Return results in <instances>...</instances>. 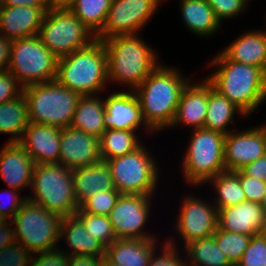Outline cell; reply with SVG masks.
<instances>
[{"label":"cell","mask_w":266,"mask_h":266,"mask_svg":"<svg viewBox=\"0 0 266 266\" xmlns=\"http://www.w3.org/2000/svg\"><path fill=\"white\" fill-rule=\"evenodd\" d=\"M161 64L134 90L144 121L153 133L171 127L181 93L191 81L175 67Z\"/></svg>","instance_id":"1"},{"label":"cell","mask_w":266,"mask_h":266,"mask_svg":"<svg viewBox=\"0 0 266 266\" xmlns=\"http://www.w3.org/2000/svg\"><path fill=\"white\" fill-rule=\"evenodd\" d=\"M210 67H217L205 79L247 117L266 100L265 73L258 67L228 59L221 51Z\"/></svg>","instance_id":"2"},{"label":"cell","mask_w":266,"mask_h":266,"mask_svg":"<svg viewBox=\"0 0 266 266\" xmlns=\"http://www.w3.org/2000/svg\"><path fill=\"white\" fill-rule=\"evenodd\" d=\"M110 83L123 84L134 91L160 64L155 49L139 35L114 36L102 40ZM158 62V63H157Z\"/></svg>","instance_id":"3"},{"label":"cell","mask_w":266,"mask_h":266,"mask_svg":"<svg viewBox=\"0 0 266 266\" xmlns=\"http://www.w3.org/2000/svg\"><path fill=\"white\" fill-rule=\"evenodd\" d=\"M56 80L80 96L100 94L109 82L103 42L97 39L91 45L59 58Z\"/></svg>","instance_id":"4"},{"label":"cell","mask_w":266,"mask_h":266,"mask_svg":"<svg viewBox=\"0 0 266 266\" xmlns=\"http://www.w3.org/2000/svg\"><path fill=\"white\" fill-rule=\"evenodd\" d=\"M31 123L69 127L81 97L57 80L24 87Z\"/></svg>","instance_id":"5"},{"label":"cell","mask_w":266,"mask_h":266,"mask_svg":"<svg viewBox=\"0 0 266 266\" xmlns=\"http://www.w3.org/2000/svg\"><path fill=\"white\" fill-rule=\"evenodd\" d=\"M31 188L32 201L61 217L74 215L79 208L74 194L72 169L59 163L35 166Z\"/></svg>","instance_id":"6"},{"label":"cell","mask_w":266,"mask_h":266,"mask_svg":"<svg viewBox=\"0 0 266 266\" xmlns=\"http://www.w3.org/2000/svg\"><path fill=\"white\" fill-rule=\"evenodd\" d=\"M191 133V140L182 159V174L190 186L203 185L218 173L226 171L225 135L204 127L193 129Z\"/></svg>","instance_id":"7"},{"label":"cell","mask_w":266,"mask_h":266,"mask_svg":"<svg viewBox=\"0 0 266 266\" xmlns=\"http://www.w3.org/2000/svg\"><path fill=\"white\" fill-rule=\"evenodd\" d=\"M11 220L16 241L34 254L58 248L63 217L27 199Z\"/></svg>","instance_id":"8"},{"label":"cell","mask_w":266,"mask_h":266,"mask_svg":"<svg viewBox=\"0 0 266 266\" xmlns=\"http://www.w3.org/2000/svg\"><path fill=\"white\" fill-rule=\"evenodd\" d=\"M57 61L38 35L11 41L8 70L23 87L56 80Z\"/></svg>","instance_id":"9"},{"label":"cell","mask_w":266,"mask_h":266,"mask_svg":"<svg viewBox=\"0 0 266 266\" xmlns=\"http://www.w3.org/2000/svg\"><path fill=\"white\" fill-rule=\"evenodd\" d=\"M38 36L57 59L97 40L93 31L69 9H49L43 17Z\"/></svg>","instance_id":"10"},{"label":"cell","mask_w":266,"mask_h":266,"mask_svg":"<svg viewBox=\"0 0 266 266\" xmlns=\"http://www.w3.org/2000/svg\"><path fill=\"white\" fill-rule=\"evenodd\" d=\"M155 161L144 144L129 154L106 160L119 193L150 196L156 192L159 180Z\"/></svg>","instance_id":"11"},{"label":"cell","mask_w":266,"mask_h":266,"mask_svg":"<svg viewBox=\"0 0 266 266\" xmlns=\"http://www.w3.org/2000/svg\"><path fill=\"white\" fill-rule=\"evenodd\" d=\"M162 1L112 0L105 24L96 38L102 41L114 36L138 35Z\"/></svg>","instance_id":"12"},{"label":"cell","mask_w":266,"mask_h":266,"mask_svg":"<svg viewBox=\"0 0 266 266\" xmlns=\"http://www.w3.org/2000/svg\"><path fill=\"white\" fill-rule=\"evenodd\" d=\"M152 197L150 195H120L108 215L117 239L156 238L153 234L143 230L150 214Z\"/></svg>","instance_id":"13"},{"label":"cell","mask_w":266,"mask_h":266,"mask_svg":"<svg viewBox=\"0 0 266 266\" xmlns=\"http://www.w3.org/2000/svg\"><path fill=\"white\" fill-rule=\"evenodd\" d=\"M186 197L180 204L178 219L174 224V230L181 237L184 247L192 241L212 236L218 226V211L214 204L193 194Z\"/></svg>","instance_id":"14"},{"label":"cell","mask_w":266,"mask_h":266,"mask_svg":"<svg viewBox=\"0 0 266 266\" xmlns=\"http://www.w3.org/2000/svg\"><path fill=\"white\" fill-rule=\"evenodd\" d=\"M266 153V137L258 125L225 135L224 165L226 171H238Z\"/></svg>","instance_id":"15"},{"label":"cell","mask_w":266,"mask_h":266,"mask_svg":"<svg viewBox=\"0 0 266 266\" xmlns=\"http://www.w3.org/2000/svg\"><path fill=\"white\" fill-rule=\"evenodd\" d=\"M101 160L100 139L70 126L61 129L59 164L76 169Z\"/></svg>","instance_id":"16"},{"label":"cell","mask_w":266,"mask_h":266,"mask_svg":"<svg viewBox=\"0 0 266 266\" xmlns=\"http://www.w3.org/2000/svg\"><path fill=\"white\" fill-rule=\"evenodd\" d=\"M103 120L106 130L136 131L141 125L151 134L142 115V109L134 91L114 92L104 99Z\"/></svg>","instance_id":"17"},{"label":"cell","mask_w":266,"mask_h":266,"mask_svg":"<svg viewBox=\"0 0 266 266\" xmlns=\"http://www.w3.org/2000/svg\"><path fill=\"white\" fill-rule=\"evenodd\" d=\"M60 140L61 128L29 122L18 143L38 165L58 163Z\"/></svg>","instance_id":"18"},{"label":"cell","mask_w":266,"mask_h":266,"mask_svg":"<svg viewBox=\"0 0 266 266\" xmlns=\"http://www.w3.org/2000/svg\"><path fill=\"white\" fill-rule=\"evenodd\" d=\"M218 227L229 232L254 236L266 232V214L260 203L244 201L218 210Z\"/></svg>","instance_id":"19"},{"label":"cell","mask_w":266,"mask_h":266,"mask_svg":"<svg viewBox=\"0 0 266 266\" xmlns=\"http://www.w3.org/2000/svg\"><path fill=\"white\" fill-rule=\"evenodd\" d=\"M36 163L18 142H6L0 150V177L11 189L31 187Z\"/></svg>","instance_id":"20"},{"label":"cell","mask_w":266,"mask_h":266,"mask_svg":"<svg viewBox=\"0 0 266 266\" xmlns=\"http://www.w3.org/2000/svg\"><path fill=\"white\" fill-rule=\"evenodd\" d=\"M45 12L28 6H1L0 34L10 41L36 36Z\"/></svg>","instance_id":"21"},{"label":"cell","mask_w":266,"mask_h":266,"mask_svg":"<svg viewBox=\"0 0 266 266\" xmlns=\"http://www.w3.org/2000/svg\"><path fill=\"white\" fill-rule=\"evenodd\" d=\"M198 82L192 85L193 82L190 81L183 89L170 128L179 125L192 126L193 129L204 127L208 104V81L204 78Z\"/></svg>","instance_id":"22"},{"label":"cell","mask_w":266,"mask_h":266,"mask_svg":"<svg viewBox=\"0 0 266 266\" xmlns=\"http://www.w3.org/2000/svg\"><path fill=\"white\" fill-rule=\"evenodd\" d=\"M157 238L116 239L105 249V259L114 266H148Z\"/></svg>","instance_id":"23"},{"label":"cell","mask_w":266,"mask_h":266,"mask_svg":"<svg viewBox=\"0 0 266 266\" xmlns=\"http://www.w3.org/2000/svg\"><path fill=\"white\" fill-rule=\"evenodd\" d=\"M228 59L266 71V31H247L221 51Z\"/></svg>","instance_id":"24"},{"label":"cell","mask_w":266,"mask_h":266,"mask_svg":"<svg viewBox=\"0 0 266 266\" xmlns=\"http://www.w3.org/2000/svg\"><path fill=\"white\" fill-rule=\"evenodd\" d=\"M73 188L78 205L85 199L102 191L116 189L111 177L110 167L101 160L90 166L72 169Z\"/></svg>","instance_id":"25"},{"label":"cell","mask_w":266,"mask_h":266,"mask_svg":"<svg viewBox=\"0 0 266 266\" xmlns=\"http://www.w3.org/2000/svg\"><path fill=\"white\" fill-rule=\"evenodd\" d=\"M62 239L71 248L70 252L69 249L65 252L61 248V251L68 256L105 255V246L85 229L83 223L75 215L63 217L60 228V241Z\"/></svg>","instance_id":"26"},{"label":"cell","mask_w":266,"mask_h":266,"mask_svg":"<svg viewBox=\"0 0 266 266\" xmlns=\"http://www.w3.org/2000/svg\"><path fill=\"white\" fill-rule=\"evenodd\" d=\"M104 102L103 98L98 95L81 96L70 127L100 139L106 131L103 120Z\"/></svg>","instance_id":"27"},{"label":"cell","mask_w":266,"mask_h":266,"mask_svg":"<svg viewBox=\"0 0 266 266\" xmlns=\"http://www.w3.org/2000/svg\"><path fill=\"white\" fill-rule=\"evenodd\" d=\"M182 20L187 28L200 37H210L217 33L221 23L206 0H179Z\"/></svg>","instance_id":"28"},{"label":"cell","mask_w":266,"mask_h":266,"mask_svg":"<svg viewBox=\"0 0 266 266\" xmlns=\"http://www.w3.org/2000/svg\"><path fill=\"white\" fill-rule=\"evenodd\" d=\"M236 113L242 118L246 117L238 107L218 93L208 82V104L204 128L227 135L233 131L227 126L232 122L235 123Z\"/></svg>","instance_id":"29"},{"label":"cell","mask_w":266,"mask_h":266,"mask_svg":"<svg viewBox=\"0 0 266 266\" xmlns=\"http://www.w3.org/2000/svg\"><path fill=\"white\" fill-rule=\"evenodd\" d=\"M28 104L24 94L0 104V134H10L6 142H18L29 124Z\"/></svg>","instance_id":"30"},{"label":"cell","mask_w":266,"mask_h":266,"mask_svg":"<svg viewBox=\"0 0 266 266\" xmlns=\"http://www.w3.org/2000/svg\"><path fill=\"white\" fill-rule=\"evenodd\" d=\"M216 192L215 203L217 211L247 201L240 183V170L224 171L209 179ZM217 199V200H216Z\"/></svg>","instance_id":"31"},{"label":"cell","mask_w":266,"mask_h":266,"mask_svg":"<svg viewBox=\"0 0 266 266\" xmlns=\"http://www.w3.org/2000/svg\"><path fill=\"white\" fill-rule=\"evenodd\" d=\"M184 248L190 266H233L218 247L214 234L192 241Z\"/></svg>","instance_id":"32"},{"label":"cell","mask_w":266,"mask_h":266,"mask_svg":"<svg viewBox=\"0 0 266 266\" xmlns=\"http://www.w3.org/2000/svg\"><path fill=\"white\" fill-rule=\"evenodd\" d=\"M138 139L136 131L111 129L106 130L100 138L102 160L129 154L143 143Z\"/></svg>","instance_id":"33"},{"label":"cell","mask_w":266,"mask_h":266,"mask_svg":"<svg viewBox=\"0 0 266 266\" xmlns=\"http://www.w3.org/2000/svg\"><path fill=\"white\" fill-rule=\"evenodd\" d=\"M112 0H76L69 10L96 35L104 26Z\"/></svg>","instance_id":"34"},{"label":"cell","mask_w":266,"mask_h":266,"mask_svg":"<svg viewBox=\"0 0 266 266\" xmlns=\"http://www.w3.org/2000/svg\"><path fill=\"white\" fill-rule=\"evenodd\" d=\"M214 236L218 247L233 266H236L240 261L252 237L237 232L225 231L218 226Z\"/></svg>","instance_id":"35"},{"label":"cell","mask_w":266,"mask_h":266,"mask_svg":"<svg viewBox=\"0 0 266 266\" xmlns=\"http://www.w3.org/2000/svg\"><path fill=\"white\" fill-rule=\"evenodd\" d=\"M74 215L83 223L85 229L95 239L99 240L105 248L117 239L108 216L90 214L80 208L77 209Z\"/></svg>","instance_id":"36"},{"label":"cell","mask_w":266,"mask_h":266,"mask_svg":"<svg viewBox=\"0 0 266 266\" xmlns=\"http://www.w3.org/2000/svg\"><path fill=\"white\" fill-rule=\"evenodd\" d=\"M120 195L121 193L116 189L109 191L99 190V192L85 199L79 205V208L90 214L108 216Z\"/></svg>","instance_id":"37"},{"label":"cell","mask_w":266,"mask_h":266,"mask_svg":"<svg viewBox=\"0 0 266 266\" xmlns=\"http://www.w3.org/2000/svg\"><path fill=\"white\" fill-rule=\"evenodd\" d=\"M236 266H266V232L251 237Z\"/></svg>","instance_id":"38"},{"label":"cell","mask_w":266,"mask_h":266,"mask_svg":"<svg viewBox=\"0 0 266 266\" xmlns=\"http://www.w3.org/2000/svg\"><path fill=\"white\" fill-rule=\"evenodd\" d=\"M35 254L19 242L0 250V266H31Z\"/></svg>","instance_id":"39"},{"label":"cell","mask_w":266,"mask_h":266,"mask_svg":"<svg viewBox=\"0 0 266 266\" xmlns=\"http://www.w3.org/2000/svg\"><path fill=\"white\" fill-rule=\"evenodd\" d=\"M174 240V238L170 239L169 237L165 243H162L164 245L162 246V253L157 256L156 252H154L148 266H185L187 263L185 260L186 255L184 260L180 258V253L177 251L178 247H176Z\"/></svg>","instance_id":"40"},{"label":"cell","mask_w":266,"mask_h":266,"mask_svg":"<svg viewBox=\"0 0 266 266\" xmlns=\"http://www.w3.org/2000/svg\"><path fill=\"white\" fill-rule=\"evenodd\" d=\"M212 7L217 20L221 23L223 19L234 18L245 11L250 0H206Z\"/></svg>","instance_id":"41"},{"label":"cell","mask_w":266,"mask_h":266,"mask_svg":"<svg viewBox=\"0 0 266 266\" xmlns=\"http://www.w3.org/2000/svg\"><path fill=\"white\" fill-rule=\"evenodd\" d=\"M24 87L10 71H0V104L14 100L23 94Z\"/></svg>","instance_id":"42"},{"label":"cell","mask_w":266,"mask_h":266,"mask_svg":"<svg viewBox=\"0 0 266 266\" xmlns=\"http://www.w3.org/2000/svg\"><path fill=\"white\" fill-rule=\"evenodd\" d=\"M240 183L247 201L261 203L266 187V181L246 176L240 170Z\"/></svg>","instance_id":"43"},{"label":"cell","mask_w":266,"mask_h":266,"mask_svg":"<svg viewBox=\"0 0 266 266\" xmlns=\"http://www.w3.org/2000/svg\"><path fill=\"white\" fill-rule=\"evenodd\" d=\"M16 189H8L2 197L0 196V214L7 220L10 221L14 217V215L20 210L21 206L23 203L27 200L28 196H19L20 193ZM7 193V194H6ZM6 197L9 199L7 200L4 199L5 201L7 200V205L6 203H3V198ZM4 201V202H5ZM5 205V206H4Z\"/></svg>","instance_id":"44"},{"label":"cell","mask_w":266,"mask_h":266,"mask_svg":"<svg viewBox=\"0 0 266 266\" xmlns=\"http://www.w3.org/2000/svg\"><path fill=\"white\" fill-rule=\"evenodd\" d=\"M69 258L70 256L57 248L52 251L36 253L31 266H69Z\"/></svg>","instance_id":"45"},{"label":"cell","mask_w":266,"mask_h":266,"mask_svg":"<svg viewBox=\"0 0 266 266\" xmlns=\"http://www.w3.org/2000/svg\"><path fill=\"white\" fill-rule=\"evenodd\" d=\"M241 171L246 176L266 181V153L256 161L245 165Z\"/></svg>","instance_id":"46"},{"label":"cell","mask_w":266,"mask_h":266,"mask_svg":"<svg viewBox=\"0 0 266 266\" xmlns=\"http://www.w3.org/2000/svg\"><path fill=\"white\" fill-rule=\"evenodd\" d=\"M1 6H28L41 8L45 13L51 9L49 0H0Z\"/></svg>","instance_id":"47"},{"label":"cell","mask_w":266,"mask_h":266,"mask_svg":"<svg viewBox=\"0 0 266 266\" xmlns=\"http://www.w3.org/2000/svg\"><path fill=\"white\" fill-rule=\"evenodd\" d=\"M105 255L99 256H70L69 266H102Z\"/></svg>","instance_id":"48"},{"label":"cell","mask_w":266,"mask_h":266,"mask_svg":"<svg viewBox=\"0 0 266 266\" xmlns=\"http://www.w3.org/2000/svg\"><path fill=\"white\" fill-rule=\"evenodd\" d=\"M11 220L5 221L0 225V250L8 247L10 244H14L16 241V236L14 233L13 226L11 227Z\"/></svg>","instance_id":"49"},{"label":"cell","mask_w":266,"mask_h":266,"mask_svg":"<svg viewBox=\"0 0 266 266\" xmlns=\"http://www.w3.org/2000/svg\"><path fill=\"white\" fill-rule=\"evenodd\" d=\"M11 41L0 34V71L9 67Z\"/></svg>","instance_id":"50"},{"label":"cell","mask_w":266,"mask_h":266,"mask_svg":"<svg viewBox=\"0 0 266 266\" xmlns=\"http://www.w3.org/2000/svg\"><path fill=\"white\" fill-rule=\"evenodd\" d=\"M76 0H49L51 9H69Z\"/></svg>","instance_id":"51"},{"label":"cell","mask_w":266,"mask_h":266,"mask_svg":"<svg viewBox=\"0 0 266 266\" xmlns=\"http://www.w3.org/2000/svg\"><path fill=\"white\" fill-rule=\"evenodd\" d=\"M260 205L263 207L265 214H266V187H265L263 199H262Z\"/></svg>","instance_id":"52"},{"label":"cell","mask_w":266,"mask_h":266,"mask_svg":"<svg viewBox=\"0 0 266 266\" xmlns=\"http://www.w3.org/2000/svg\"><path fill=\"white\" fill-rule=\"evenodd\" d=\"M102 266H114L110 262H108L106 259L103 260Z\"/></svg>","instance_id":"53"},{"label":"cell","mask_w":266,"mask_h":266,"mask_svg":"<svg viewBox=\"0 0 266 266\" xmlns=\"http://www.w3.org/2000/svg\"><path fill=\"white\" fill-rule=\"evenodd\" d=\"M5 221L7 220L0 214V225H2Z\"/></svg>","instance_id":"54"},{"label":"cell","mask_w":266,"mask_h":266,"mask_svg":"<svg viewBox=\"0 0 266 266\" xmlns=\"http://www.w3.org/2000/svg\"><path fill=\"white\" fill-rule=\"evenodd\" d=\"M260 127L262 128V130H263V132L265 134V137H266V124L261 125Z\"/></svg>","instance_id":"55"}]
</instances>
